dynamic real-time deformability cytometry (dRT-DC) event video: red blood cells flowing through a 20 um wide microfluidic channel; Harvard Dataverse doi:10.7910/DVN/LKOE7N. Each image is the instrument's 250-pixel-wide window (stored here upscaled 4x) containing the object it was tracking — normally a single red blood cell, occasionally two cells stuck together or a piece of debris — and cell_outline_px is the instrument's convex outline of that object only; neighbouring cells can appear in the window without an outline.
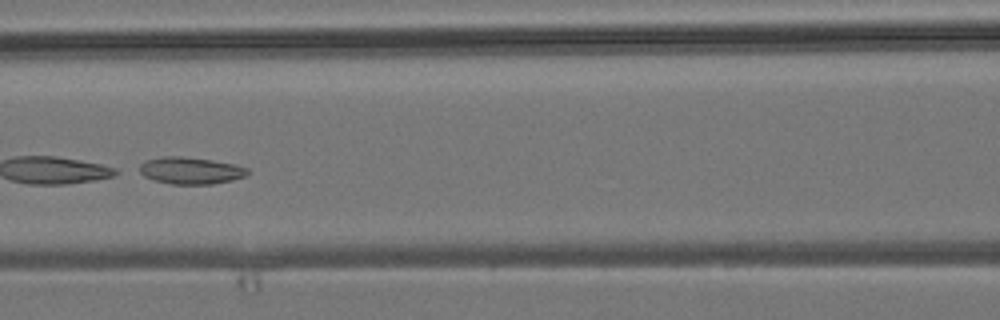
{"species": "common noctule bat (a hibernating species)", "species_latin": "Nyctalus noctula", "temperature_condition": "room temperature", "stored_images_in_passage": 5, "camera_frame_rate_fps": 3000, "um_per_image_px": 0.085, "animal": {"sex": "male", "body_mass_g": 19.2, "forearm_length_mm": 51.8}, "frame": {"image": 1, "passage_image": 5, "time_ms": 4.667, "image_size_px": [1000, 320], "cell_outline_px": [[248, 176], [232, 180], [212, 184], [172, 184], [152, 180], [136, 172], [140, 164], [144, 160], [160, 156], [180, 156], [212, 160], [236, 164], [248, 168]], "centroid_in_image_um": [16.16, 14.49], "position_along_channel_um": 150.4, "area_um2": 17.34}}